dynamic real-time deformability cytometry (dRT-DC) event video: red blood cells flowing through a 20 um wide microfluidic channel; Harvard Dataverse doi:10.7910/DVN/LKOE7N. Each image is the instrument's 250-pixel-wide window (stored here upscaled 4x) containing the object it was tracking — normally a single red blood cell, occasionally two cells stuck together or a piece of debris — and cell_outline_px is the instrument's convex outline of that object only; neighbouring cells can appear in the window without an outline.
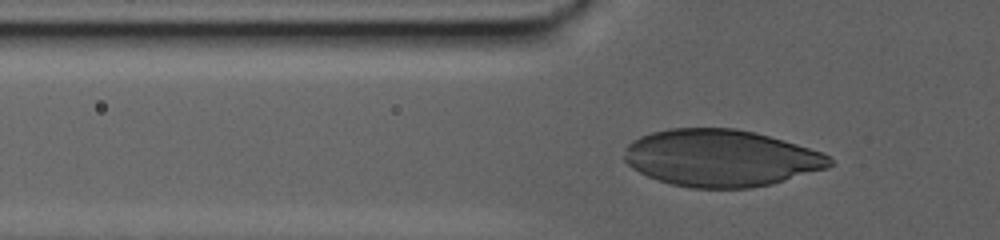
{"species": "human", "species_latin": "Homo sapiens", "temperature_condition": "warm", "stored_images_in_passage": 52, "camera_frame_rate_fps": 3000, "um_per_image_px": 0.085, "donor": {"sex": "male"}, "frame": {"image": 1, "passage_image": 10, "time_ms": 3.0, "image_size_px": [1000, 240], "cell_outline_px": [[832, 164], [828, 168], [772, 184], [752, 188], [692, 188], [672, 184], [648, 176], [632, 168], [624, 160], [624, 156], [628, 144], [632, 140], [640, 136], [652, 132], [668, 128], [736, 128], [768, 136], [796, 144], [820, 152], [828, 156], [832, 160]], "centroid_in_image_um": [61.26, 13.44], "position_along_channel_um": 64.5, "area_um2": 67.92}}
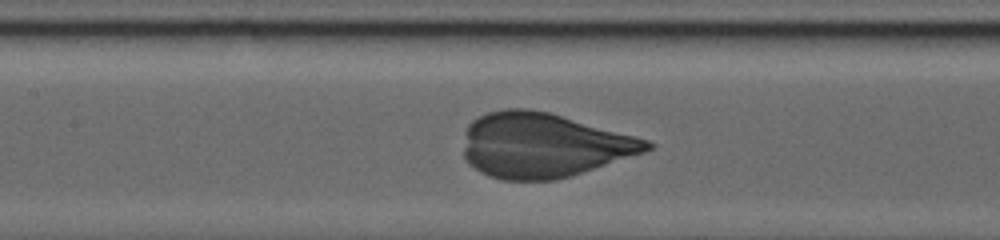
{"frame": {"image": 2, "passage_image": 23, "time_ms": 7.333, "image_size_px": [1000, 240], "cell_outline_px": [[656, 144], [652, 148], [644, 152], [572, 176], [556, 180], [500, 180], [488, 176], [480, 172], [468, 164], [464, 156], [464, 132], [468, 124], [472, 120], [488, 112], [504, 108], [528, 108], [548, 112], [648, 140]], "centroid_in_image_um": [46.13, 12.35], "position_along_channel_um": 161.3, "area_um2": 69.07}}
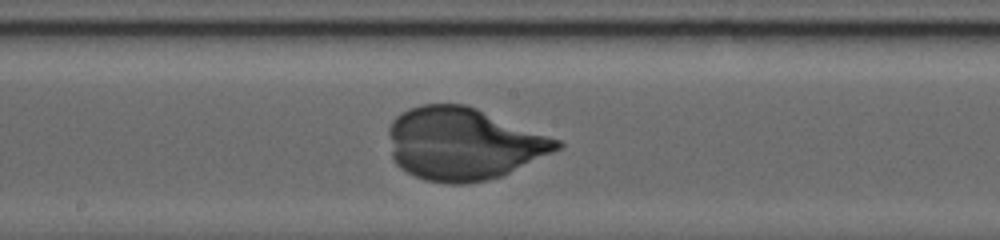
{"frame": {"image": 3, "passage_image": 29, "time_ms": 9.333, "image_size_px": [1000, 240], "cell_outline_px": [[564, 144], [560, 148], [552, 152], [500, 176], [468, 184], [448, 184], [424, 180], [400, 168], [392, 160], [388, 132], [388, 128], [392, 120], [400, 112], [408, 108], [420, 104], [464, 104], [476, 108], [560, 140]], "centroid_in_image_um": [39.31, 12.22], "position_along_channel_um": 208.9, "area_um2": 70.69}}